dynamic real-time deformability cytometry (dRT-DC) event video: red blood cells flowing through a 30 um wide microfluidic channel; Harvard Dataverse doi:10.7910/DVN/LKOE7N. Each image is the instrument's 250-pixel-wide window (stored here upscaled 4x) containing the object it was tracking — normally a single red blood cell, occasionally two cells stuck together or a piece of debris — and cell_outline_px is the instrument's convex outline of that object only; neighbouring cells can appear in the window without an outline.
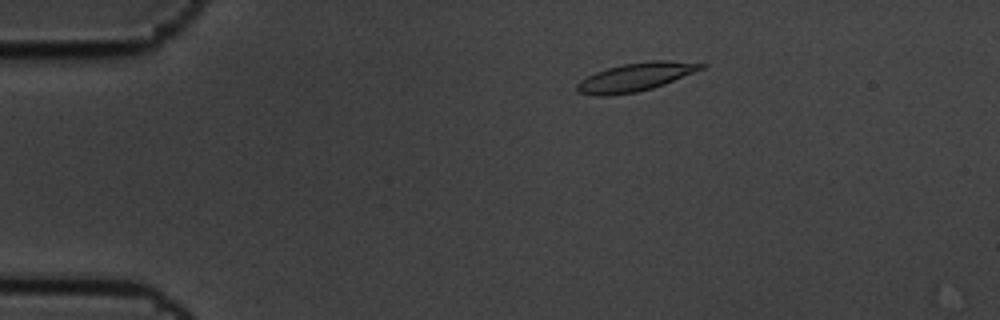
{"species": "common noctule bat (a hibernating species)", "species_latin": "Nyctalus noctula", "temperature_condition": "cold", "stored_images_in_passage": 3, "camera_frame_rate_fps": 3000, "um_per_image_px": 0.085, "animal": {"sex": "male", "body_mass_g": 19.5, "forearm_length_mm": 54.6}, "frame": {"image": 1, "passage_image": 1, "time_ms": 0.0, "image_size_px": [1000, 320], "cell_outline_px": [[708, 64], [704, 68], [664, 84], [652, 88], [636, 92], [612, 96], [596, 96], [576, 92], [576, 84], [580, 80], [596, 72], [608, 68], [624, 64], [652, 60], [668, 60]], "centroid_in_image_um": [53.99, 6.56], "position_along_channel_um": 31.0, "area_um2": 20.46}}